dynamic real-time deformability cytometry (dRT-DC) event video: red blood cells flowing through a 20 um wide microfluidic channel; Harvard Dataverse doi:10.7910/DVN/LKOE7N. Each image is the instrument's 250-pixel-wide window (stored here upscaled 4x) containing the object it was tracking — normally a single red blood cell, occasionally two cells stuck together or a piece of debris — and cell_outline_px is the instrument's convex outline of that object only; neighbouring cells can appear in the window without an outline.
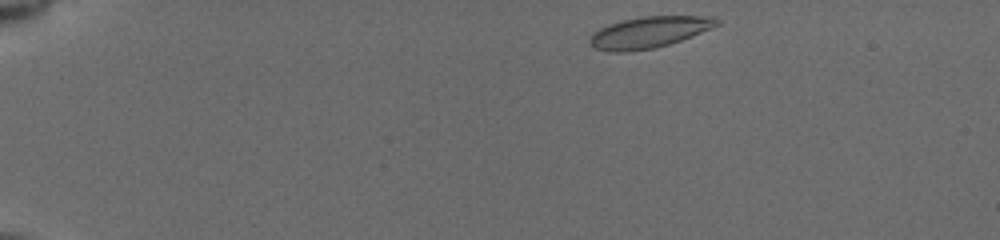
{"species": "common noctule bat (a hibernating species)", "species_latin": "Nyctalus noctula", "temperature_condition": "cold", "stored_images_in_passage": 38, "camera_frame_rate_fps": 3000, "um_per_image_px": 0.085, "animal": {"sex": "female", "body_mass_g": 19.5, "forearm_length_mm": 54.1}, "frame": {"image": 1, "passage_image": 1, "time_ms": 0.0, "image_size_px": [1000, 240], "cell_outline_px": [[720, 24], [712, 28], [680, 40], [656, 48], [628, 52], [608, 52], [592, 48], [588, 44], [588, 40], [592, 32], [608, 24], [624, 20], [644, 16], [712, 16], [720, 20]], "centroid_in_image_um": [55.11, 2.75], "position_along_channel_um": 29.9, "area_um2": 23.41}}
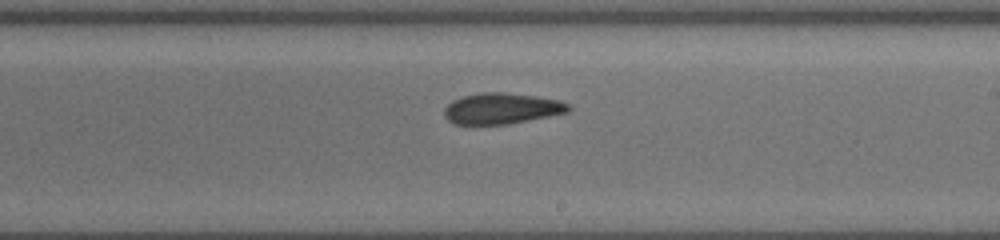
{"frame": {"image": 2, "passage_image": 21, "time_ms": 8.0, "image_size_px": [1000, 240], "cell_outline_px": [[572, 108], [568, 112], [508, 124], [456, 124], [448, 120], [444, 116], [444, 108], [452, 100], [464, 96], [480, 92], [504, 92], [536, 96], [560, 100], [568, 104]], "centroid_in_image_um": [42.64, 9.21], "position_along_channel_um": 246.4, "area_um2": 22.37}}
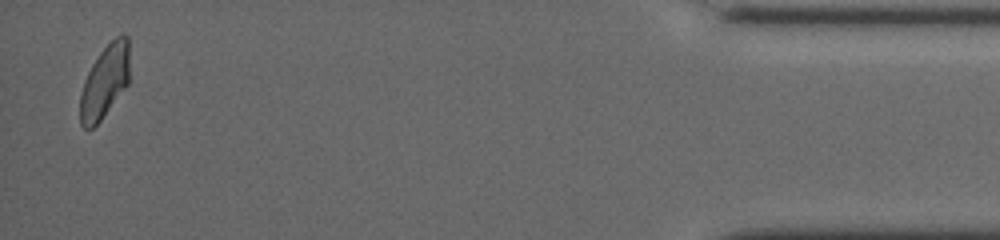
{"frame": {"image": 3, "passage_image": 37, "time_ms": 14.333, "image_size_px": [1000, 240], "cell_outline_px": [[128, 84], [100, 120], [92, 128], [84, 128], [80, 124], [80, 96], [84, 80], [92, 64], [100, 52], [120, 32], [124, 32], [128, 36]], "centroid_in_image_um": [8.9, 6.9], "position_along_channel_um": 426.3, "area_um2": 20.81}, "authors_computed_cell_mechanics": {"area_um2": 22.5998, "velocity_mm_per_s": 3.9194, "shape_relaxation_time_tau1_ms": null, "shape_relaxation_time_tau2_ms": 7.1629, "deformation_change_tau1": null, "deformation_change_tau2": 0.125}}